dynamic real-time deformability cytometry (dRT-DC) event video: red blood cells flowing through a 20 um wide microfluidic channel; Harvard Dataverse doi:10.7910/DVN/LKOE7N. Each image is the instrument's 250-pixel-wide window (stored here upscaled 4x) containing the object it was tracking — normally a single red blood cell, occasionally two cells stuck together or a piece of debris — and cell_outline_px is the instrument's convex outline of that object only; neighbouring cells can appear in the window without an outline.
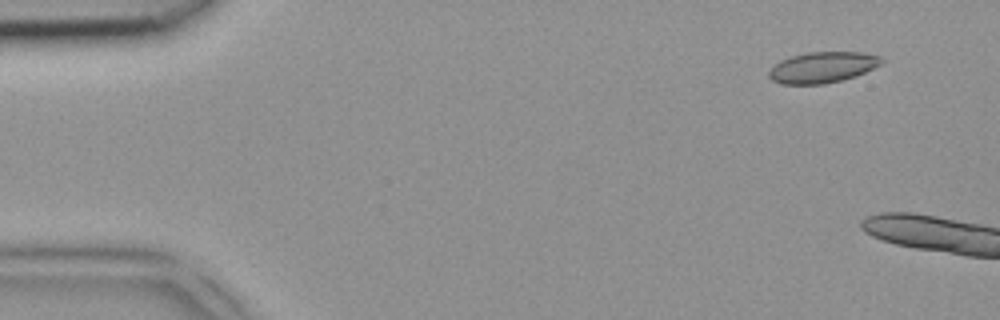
{"species": "common noctule bat (a hibernating species)", "species_latin": "Nyctalus noctula", "temperature_condition": "room temperature", "stored_images_in_passage": 2, "camera_frame_rate_fps": 3000, "um_per_image_px": 0.085, "animal": {"sex": "female", "body_mass_g": 18.4}, "frame": {"image": 1, "passage_image": 1, "time_ms": 0.0, "image_size_px": [1000, 320], "cell_outline_px": [[884, 60], [880, 64], [856, 76], [824, 84], [780, 84], [772, 80], [768, 76], [768, 72], [780, 60], [792, 56], [808, 52], [860, 52], [880, 56]], "centroid_in_image_um": [69.89, 5.72], "position_along_channel_um": 15.1, "area_um2": 20.11}}